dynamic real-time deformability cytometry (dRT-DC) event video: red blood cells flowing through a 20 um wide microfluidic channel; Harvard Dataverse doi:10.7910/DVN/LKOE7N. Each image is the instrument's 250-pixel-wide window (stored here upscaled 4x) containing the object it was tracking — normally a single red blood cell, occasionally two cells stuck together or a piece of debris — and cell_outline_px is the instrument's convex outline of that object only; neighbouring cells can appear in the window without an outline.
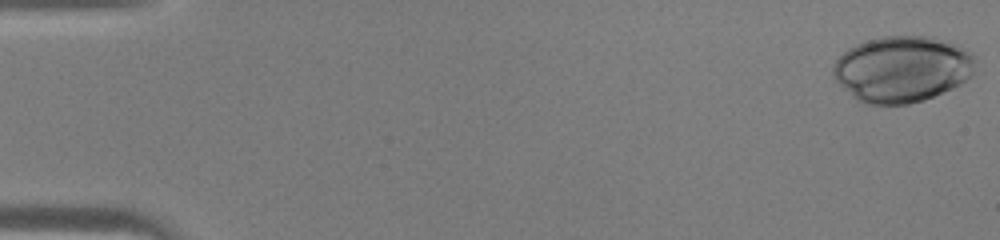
{"species": "human", "species_latin": "Homo sapiens", "temperature_condition": "warm", "stored_images_in_passage": 40, "camera_frame_rate_fps": 3000, "um_per_image_px": 0.085, "donor": {"sex": "male"}, "frame": {"image": 1, "passage_image": 1, "time_ms": 0.0, "image_size_px": [1000, 240], "cell_outline_px": [[976, 60], [972, 76], [960, 84], [952, 88], [924, 100], [908, 104], [864, 104], [856, 100], [832, 76], [832, 68], [836, 60], [848, 48], [856, 44], [868, 40], [884, 36], [932, 36], [948, 40], [972, 52], [976, 56]], "centroid_in_image_um": [76.71, 5.86], "position_along_channel_um": 8.3, "area_um2": 55.26}}
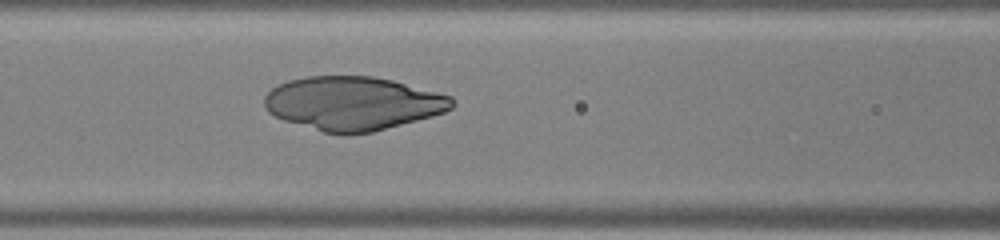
{"frame": {"image": 2, "passage_image": 20, "time_ms": 6.333, "image_size_px": [1000, 240], "cell_outline_px": [[456, 104], [452, 108], [444, 112], [432, 116], [372, 132], [348, 136], [344, 136], [324, 132], [284, 120], [268, 112], [264, 104], [264, 96], [272, 88], [288, 80], [308, 76], [372, 76], [392, 80], [452, 96]], "centroid_in_image_um": [30.0, 8.79], "position_along_channel_um": 136.6, "area_um2": 58.78}}
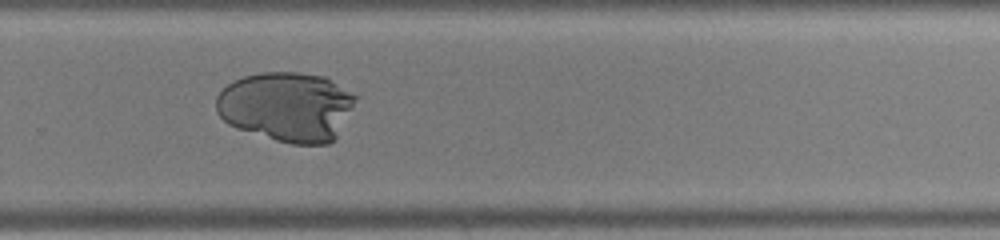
{"frame": {"image": 3, "passage_image": 31, "time_ms": 10.0, "image_size_px": [1000, 240], "cell_outline_px": [[360, 96], [336, 136], [328, 144], [292, 144], [276, 140], [236, 128], [228, 124], [216, 112], [216, 96], [228, 84], [244, 76], [260, 72], [300, 72], [328, 76]], "centroid_in_image_um": [24.41, 9.04], "position_along_channel_um": 305.4, "area_um2": 57.05}}